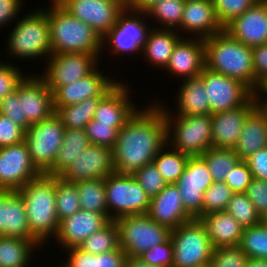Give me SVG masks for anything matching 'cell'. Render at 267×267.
<instances>
[{
    "mask_svg": "<svg viewBox=\"0 0 267 267\" xmlns=\"http://www.w3.org/2000/svg\"><path fill=\"white\" fill-rule=\"evenodd\" d=\"M165 144L167 126L162 107L156 100H147L118 131L112 149L115 172L133 174L153 163Z\"/></svg>",
    "mask_w": 267,
    "mask_h": 267,
    "instance_id": "1",
    "label": "cell"
},
{
    "mask_svg": "<svg viewBox=\"0 0 267 267\" xmlns=\"http://www.w3.org/2000/svg\"><path fill=\"white\" fill-rule=\"evenodd\" d=\"M28 10L9 27V29H12H8L7 34H9H6L5 41L1 42L5 43L3 45L4 51L1 50V52L6 53H4L6 60L2 56L0 58L15 65H17L16 61H18L19 66L24 61L25 63L23 62L22 64L27 65L28 63V67L29 62L32 60L30 64H33L34 61L33 65L39 63L41 70V66L52 55L49 20L46 12L40 6L31 7V11L29 8ZM42 60H44L43 63H41Z\"/></svg>",
    "mask_w": 267,
    "mask_h": 267,
    "instance_id": "2",
    "label": "cell"
},
{
    "mask_svg": "<svg viewBox=\"0 0 267 267\" xmlns=\"http://www.w3.org/2000/svg\"><path fill=\"white\" fill-rule=\"evenodd\" d=\"M48 2L44 6L40 3V7L48 16L52 54L86 53L101 60L102 38L99 34L60 4Z\"/></svg>",
    "mask_w": 267,
    "mask_h": 267,
    "instance_id": "3",
    "label": "cell"
},
{
    "mask_svg": "<svg viewBox=\"0 0 267 267\" xmlns=\"http://www.w3.org/2000/svg\"><path fill=\"white\" fill-rule=\"evenodd\" d=\"M18 192L25 204L29 230L46 248L56 237L60 224L56 212V177L41 174Z\"/></svg>",
    "mask_w": 267,
    "mask_h": 267,
    "instance_id": "4",
    "label": "cell"
},
{
    "mask_svg": "<svg viewBox=\"0 0 267 267\" xmlns=\"http://www.w3.org/2000/svg\"><path fill=\"white\" fill-rule=\"evenodd\" d=\"M205 67L235 78L254 91L252 47L233 39L226 31L204 39Z\"/></svg>",
    "mask_w": 267,
    "mask_h": 267,
    "instance_id": "5",
    "label": "cell"
},
{
    "mask_svg": "<svg viewBox=\"0 0 267 267\" xmlns=\"http://www.w3.org/2000/svg\"><path fill=\"white\" fill-rule=\"evenodd\" d=\"M151 29L152 24L146 12L123 9L116 24L102 37L101 63L105 61L102 56H112L111 61L117 59L118 63L121 62L119 60H124L125 56H128L127 59H130V56L135 57V60L138 56L141 59L142 48Z\"/></svg>",
    "mask_w": 267,
    "mask_h": 267,
    "instance_id": "6",
    "label": "cell"
},
{
    "mask_svg": "<svg viewBox=\"0 0 267 267\" xmlns=\"http://www.w3.org/2000/svg\"><path fill=\"white\" fill-rule=\"evenodd\" d=\"M167 143L189 156H201L212 147L211 115H165Z\"/></svg>",
    "mask_w": 267,
    "mask_h": 267,
    "instance_id": "7",
    "label": "cell"
},
{
    "mask_svg": "<svg viewBox=\"0 0 267 267\" xmlns=\"http://www.w3.org/2000/svg\"><path fill=\"white\" fill-rule=\"evenodd\" d=\"M170 240L173 245L172 267L209 265L215 248L200 219L194 218L171 230Z\"/></svg>",
    "mask_w": 267,
    "mask_h": 267,
    "instance_id": "8",
    "label": "cell"
},
{
    "mask_svg": "<svg viewBox=\"0 0 267 267\" xmlns=\"http://www.w3.org/2000/svg\"><path fill=\"white\" fill-rule=\"evenodd\" d=\"M108 217L115 221L119 217L147 214L150 197L132 174H113L105 178Z\"/></svg>",
    "mask_w": 267,
    "mask_h": 267,
    "instance_id": "9",
    "label": "cell"
},
{
    "mask_svg": "<svg viewBox=\"0 0 267 267\" xmlns=\"http://www.w3.org/2000/svg\"><path fill=\"white\" fill-rule=\"evenodd\" d=\"M120 248L127 256L139 257L154 246L166 242L171 230L151 219L147 214L119 217Z\"/></svg>",
    "mask_w": 267,
    "mask_h": 267,
    "instance_id": "10",
    "label": "cell"
},
{
    "mask_svg": "<svg viewBox=\"0 0 267 267\" xmlns=\"http://www.w3.org/2000/svg\"><path fill=\"white\" fill-rule=\"evenodd\" d=\"M65 128L54 113L50 118L32 124L25 131V139L33 165L41 174L53 166L57 152L62 146Z\"/></svg>",
    "mask_w": 267,
    "mask_h": 267,
    "instance_id": "11",
    "label": "cell"
},
{
    "mask_svg": "<svg viewBox=\"0 0 267 267\" xmlns=\"http://www.w3.org/2000/svg\"><path fill=\"white\" fill-rule=\"evenodd\" d=\"M101 64L96 55L86 53L52 54L44 63L41 71L39 67L32 70L38 73L53 92L57 87L65 86L84 78Z\"/></svg>",
    "mask_w": 267,
    "mask_h": 267,
    "instance_id": "12",
    "label": "cell"
},
{
    "mask_svg": "<svg viewBox=\"0 0 267 267\" xmlns=\"http://www.w3.org/2000/svg\"><path fill=\"white\" fill-rule=\"evenodd\" d=\"M21 102V128L50 118L54 113L53 92L38 73H28L16 87Z\"/></svg>",
    "mask_w": 267,
    "mask_h": 267,
    "instance_id": "13",
    "label": "cell"
},
{
    "mask_svg": "<svg viewBox=\"0 0 267 267\" xmlns=\"http://www.w3.org/2000/svg\"><path fill=\"white\" fill-rule=\"evenodd\" d=\"M122 79L99 101L93 120L100 123L110 124L119 131L129 119L136 113V111L143 105V100L146 102L149 98V93H143L145 97L140 98V103L134 95L135 91L132 82ZM131 83V84H130ZM134 92V93H133ZM148 94V96H147ZM133 98L137 100H133ZM144 98H147L144 99ZM143 99V100H141ZM138 103V104H137Z\"/></svg>",
    "mask_w": 267,
    "mask_h": 267,
    "instance_id": "14",
    "label": "cell"
},
{
    "mask_svg": "<svg viewBox=\"0 0 267 267\" xmlns=\"http://www.w3.org/2000/svg\"><path fill=\"white\" fill-rule=\"evenodd\" d=\"M199 77L203 80L211 114L243 106L252 98V90L238 79L213 72L206 67Z\"/></svg>",
    "mask_w": 267,
    "mask_h": 267,
    "instance_id": "15",
    "label": "cell"
},
{
    "mask_svg": "<svg viewBox=\"0 0 267 267\" xmlns=\"http://www.w3.org/2000/svg\"><path fill=\"white\" fill-rule=\"evenodd\" d=\"M103 68L104 64H100L93 72L77 80L76 82L57 87L53 91L54 107H65L72 104L80 103L92 97H104L121 79L116 78L109 69L108 73ZM101 67V68H100ZM116 74V75H115Z\"/></svg>",
    "mask_w": 267,
    "mask_h": 267,
    "instance_id": "16",
    "label": "cell"
},
{
    "mask_svg": "<svg viewBox=\"0 0 267 267\" xmlns=\"http://www.w3.org/2000/svg\"><path fill=\"white\" fill-rule=\"evenodd\" d=\"M40 175L25 141L0 148V190L18 191Z\"/></svg>",
    "mask_w": 267,
    "mask_h": 267,
    "instance_id": "17",
    "label": "cell"
},
{
    "mask_svg": "<svg viewBox=\"0 0 267 267\" xmlns=\"http://www.w3.org/2000/svg\"><path fill=\"white\" fill-rule=\"evenodd\" d=\"M204 67V39L197 37H182L177 42L170 60L161 74L163 73L166 77L168 76L167 79H170V82L166 80V84L173 82L172 87H175L174 83L176 80L179 82L184 79L199 77Z\"/></svg>",
    "mask_w": 267,
    "mask_h": 267,
    "instance_id": "18",
    "label": "cell"
},
{
    "mask_svg": "<svg viewBox=\"0 0 267 267\" xmlns=\"http://www.w3.org/2000/svg\"><path fill=\"white\" fill-rule=\"evenodd\" d=\"M213 184L206 162L201 156H190L183 174L176 185L184 209L196 219L202 217L204 192Z\"/></svg>",
    "mask_w": 267,
    "mask_h": 267,
    "instance_id": "19",
    "label": "cell"
},
{
    "mask_svg": "<svg viewBox=\"0 0 267 267\" xmlns=\"http://www.w3.org/2000/svg\"><path fill=\"white\" fill-rule=\"evenodd\" d=\"M177 83V88L172 91L174 92L172 94H175L173 96L174 100H172L175 103L174 105L171 101L167 103L164 97L159 99L158 93H155V95L153 93L154 98H152L151 94V99L149 98L148 100H156L162 107L164 115H211L208 97L203 80L200 77L184 79Z\"/></svg>",
    "mask_w": 267,
    "mask_h": 267,
    "instance_id": "20",
    "label": "cell"
},
{
    "mask_svg": "<svg viewBox=\"0 0 267 267\" xmlns=\"http://www.w3.org/2000/svg\"><path fill=\"white\" fill-rule=\"evenodd\" d=\"M111 220L106 214L79 210L74 215L64 218L60 221L56 237L50 243L53 248L57 246L59 253L61 250L79 247L83 241L91 234L100 231ZM57 244V245H56ZM59 251V252H58Z\"/></svg>",
    "mask_w": 267,
    "mask_h": 267,
    "instance_id": "21",
    "label": "cell"
},
{
    "mask_svg": "<svg viewBox=\"0 0 267 267\" xmlns=\"http://www.w3.org/2000/svg\"><path fill=\"white\" fill-rule=\"evenodd\" d=\"M115 172L112 149L90 145L73 160L68 169L60 176L67 182L105 179Z\"/></svg>",
    "mask_w": 267,
    "mask_h": 267,
    "instance_id": "22",
    "label": "cell"
},
{
    "mask_svg": "<svg viewBox=\"0 0 267 267\" xmlns=\"http://www.w3.org/2000/svg\"><path fill=\"white\" fill-rule=\"evenodd\" d=\"M89 25L102 38L115 24L120 6L109 0H52Z\"/></svg>",
    "mask_w": 267,
    "mask_h": 267,
    "instance_id": "23",
    "label": "cell"
},
{
    "mask_svg": "<svg viewBox=\"0 0 267 267\" xmlns=\"http://www.w3.org/2000/svg\"><path fill=\"white\" fill-rule=\"evenodd\" d=\"M233 39L246 46L267 44V0H259L224 27Z\"/></svg>",
    "mask_w": 267,
    "mask_h": 267,
    "instance_id": "24",
    "label": "cell"
},
{
    "mask_svg": "<svg viewBox=\"0 0 267 267\" xmlns=\"http://www.w3.org/2000/svg\"><path fill=\"white\" fill-rule=\"evenodd\" d=\"M223 30L212 0H186L181 24L176 30L182 37L206 39Z\"/></svg>",
    "mask_w": 267,
    "mask_h": 267,
    "instance_id": "25",
    "label": "cell"
},
{
    "mask_svg": "<svg viewBox=\"0 0 267 267\" xmlns=\"http://www.w3.org/2000/svg\"><path fill=\"white\" fill-rule=\"evenodd\" d=\"M0 236L33 240L47 251L31 234L23 198L15 190H0Z\"/></svg>",
    "mask_w": 267,
    "mask_h": 267,
    "instance_id": "26",
    "label": "cell"
},
{
    "mask_svg": "<svg viewBox=\"0 0 267 267\" xmlns=\"http://www.w3.org/2000/svg\"><path fill=\"white\" fill-rule=\"evenodd\" d=\"M255 109L253 98L245 105L211 114L212 148L234 149L248 115Z\"/></svg>",
    "mask_w": 267,
    "mask_h": 267,
    "instance_id": "27",
    "label": "cell"
},
{
    "mask_svg": "<svg viewBox=\"0 0 267 267\" xmlns=\"http://www.w3.org/2000/svg\"><path fill=\"white\" fill-rule=\"evenodd\" d=\"M147 215L170 230L194 219L184 209L182 197L176 184H167L156 196L150 198Z\"/></svg>",
    "mask_w": 267,
    "mask_h": 267,
    "instance_id": "28",
    "label": "cell"
},
{
    "mask_svg": "<svg viewBox=\"0 0 267 267\" xmlns=\"http://www.w3.org/2000/svg\"><path fill=\"white\" fill-rule=\"evenodd\" d=\"M182 38V36L174 29H158L153 28L150 30L144 47L142 48L143 58L141 61L147 63L149 66L145 68H150V72L154 69L163 71L173 53V50L177 42ZM153 68V69H152Z\"/></svg>",
    "mask_w": 267,
    "mask_h": 267,
    "instance_id": "29",
    "label": "cell"
},
{
    "mask_svg": "<svg viewBox=\"0 0 267 267\" xmlns=\"http://www.w3.org/2000/svg\"><path fill=\"white\" fill-rule=\"evenodd\" d=\"M214 246H239L244 227L226 211L213 212L200 218Z\"/></svg>",
    "mask_w": 267,
    "mask_h": 267,
    "instance_id": "30",
    "label": "cell"
},
{
    "mask_svg": "<svg viewBox=\"0 0 267 267\" xmlns=\"http://www.w3.org/2000/svg\"><path fill=\"white\" fill-rule=\"evenodd\" d=\"M41 251L44 252L33 240L0 236V267H35L41 261Z\"/></svg>",
    "mask_w": 267,
    "mask_h": 267,
    "instance_id": "31",
    "label": "cell"
},
{
    "mask_svg": "<svg viewBox=\"0 0 267 267\" xmlns=\"http://www.w3.org/2000/svg\"><path fill=\"white\" fill-rule=\"evenodd\" d=\"M265 147H267V120L254 109L243 125L234 150L241 160H245L257 150Z\"/></svg>",
    "mask_w": 267,
    "mask_h": 267,
    "instance_id": "32",
    "label": "cell"
},
{
    "mask_svg": "<svg viewBox=\"0 0 267 267\" xmlns=\"http://www.w3.org/2000/svg\"><path fill=\"white\" fill-rule=\"evenodd\" d=\"M90 145L85 129H65L62 146L57 152L52 168L46 174L60 177L80 152Z\"/></svg>",
    "mask_w": 267,
    "mask_h": 267,
    "instance_id": "33",
    "label": "cell"
},
{
    "mask_svg": "<svg viewBox=\"0 0 267 267\" xmlns=\"http://www.w3.org/2000/svg\"><path fill=\"white\" fill-rule=\"evenodd\" d=\"M103 97L88 98L65 107H54L65 129H85L93 119L99 101Z\"/></svg>",
    "mask_w": 267,
    "mask_h": 267,
    "instance_id": "34",
    "label": "cell"
},
{
    "mask_svg": "<svg viewBox=\"0 0 267 267\" xmlns=\"http://www.w3.org/2000/svg\"><path fill=\"white\" fill-rule=\"evenodd\" d=\"M186 0H162L146 11L153 28L174 29L180 27Z\"/></svg>",
    "mask_w": 267,
    "mask_h": 267,
    "instance_id": "35",
    "label": "cell"
},
{
    "mask_svg": "<svg viewBox=\"0 0 267 267\" xmlns=\"http://www.w3.org/2000/svg\"><path fill=\"white\" fill-rule=\"evenodd\" d=\"M189 157L167 143L158 152L153 163L167 184H176L186 168Z\"/></svg>",
    "mask_w": 267,
    "mask_h": 267,
    "instance_id": "36",
    "label": "cell"
},
{
    "mask_svg": "<svg viewBox=\"0 0 267 267\" xmlns=\"http://www.w3.org/2000/svg\"><path fill=\"white\" fill-rule=\"evenodd\" d=\"M79 193L81 210L106 214L108 216L105 179L75 182Z\"/></svg>",
    "mask_w": 267,
    "mask_h": 267,
    "instance_id": "37",
    "label": "cell"
},
{
    "mask_svg": "<svg viewBox=\"0 0 267 267\" xmlns=\"http://www.w3.org/2000/svg\"><path fill=\"white\" fill-rule=\"evenodd\" d=\"M201 157L207 164L213 182H224L227 174L241 160L234 149L212 147Z\"/></svg>",
    "mask_w": 267,
    "mask_h": 267,
    "instance_id": "38",
    "label": "cell"
},
{
    "mask_svg": "<svg viewBox=\"0 0 267 267\" xmlns=\"http://www.w3.org/2000/svg\"><path fill=\"white\" fill-rule=\"evenodd\" d=\"M86 253L99 255L120 248L119 228L115 221H110L100 231L87 237L79 246Z\"/></svg>",
    "mask_w": 267,
    "mask_h": 267,
    "instance_id": "39",
    "label": "cell"
},
{
    "mask_svg": "<svg viewBox=\"0 0 267 267\" xmlns=\"http://www.w3.org/2000/svg\"><path fill=\"white\" fill-rule=\"evenodd\" d=\"M239 247L248 258L267 259V223L244 228Z\"/></svg>",
    "mask_w": 267,
    "mask_h": 267,
    "instance_id": "40",
    "label": "cell"
},
{
    "mask_svg": "<svg viewBox=\"0 0 267 267\" xmlns=\"http://www.w3.org/2000/svg\"><path fill=\"white\" fill-rule=\"evenodd\" d=\"M56 212L59 222L81 209L79 193L75 183L56 177Z\"/></svg>",
    "mask_w": 267,
    "mask_h": 267,
    "instance_id": "41",
    "label": "cell"
},
{
    "mask_svg": "<svg viewBox=\"0 0 267 267\" xmlns=\"http://www.w3.org/2000/svg\"><path fill=\"white\" fill-rule=\"evenodd\" d=\"M225 211L231 214L244 228L256 226L263 222L245 193H235Z\"/></svg>",
    "mask_w": 267,
    "mask_h": 267,
    "instance_id": "42",
    "label": "cell"
},
{
    "mask_svg": "<svg viewBox=\"0 0 267 267\" xmlns=\"http://www.w3.org/2000/svg\"><path fill=\"white\" fill-rule=\"evenodd\" d=\"M234 194L225 182H213L204 192L202 216L213 212L225 211Z\"/></svg>",
    "mask_w": 267,
    "mask_h": 267,
    "instance_id": "43",
    "label": "cell"
},
{
    "mask_svg": "<svg viewBox=\"0 0 267 267\" xmlns=\"http://www.w3.org/2000/svg\"><path fill=\"white\" fill-rule=\"evenodd\" d=\"M259 0H212L217 20L224 28Z\"/></svg>",
    "mask_w": 267,
    "mask_h": 267,
    "instance_id": "44",
    "label": "cell"
},
{
    "mask_svg": "<svg viewBox=\"0 0 267 267\" xmlns=\"http://www.w3.org/2000/svg\"><path fill=\"white\" fill-rule=\"evenodd\" d=\"M23 67L26 68V65L21 67L18 63L15 65L0 59V101L16 91L18 84L29 73L30 70Z\"/></svg>",
    "mask_w": 267,
    "mask_h": 267,
    "instance_id": "45",
    "label": "cell"
},
{
    "mask_svg": "<svg viewBox=\"0 0 267 267\" xmlns=\"http://www.w3.org/2000/svg\"><path fill=\"white\" fill-rule=\"evenodd\" d=\"M132 175L150 198L156 196L167 185L154 163L144 165Z\"/></svg>",
    "mask_w": 267,
    "mask_h": 267,
    "instance_id": "46",
    "label": "cell"
},
{
    "mask_svg": "<svg viewBox=\"0 0 267 267\" xmlns=\"http://www.w3.org/2000/svg\"><path fill=\"white\" fill-rule=\"evenodd\" d=\"M248 257L239 246L217 247L209 267H246Z\"/></svg>",
    "mask_w": 267,
    "mask_h": 267,
    "instance_id": "47",
    "label": "cell"
},
{
    "mask_svg": "<svg viewBox=\"0 0 267 267\" xmlns=\"http://www.w3.org/2000/svg\"><path fill=\"white\" fill-rule=\"evenodd\" d=\"M85 132L91 145L114 148L118 131L114 127H111L110 124L100 123L92 119L85 127Z\"/></svg>",
    "mask_w": 267,
    "mask_h": 267,
    "instance_id": "48",
    "label": "cell"
},
{
    "mask_svg": "<svg viewBox=\"0 0 267 267\" xmlns=\"http://www.w3.org/2000/svg\"><path fill=\"white\" fill-rule=\"evenodd\" d=\"M140 259L157 267H172L173 245L170 238L161 244L150 248L139 256Z\"/></svg>",
    "mask_w": 267,
    "mask_h": 267,
    "instance_id": "49",
    "label": "cell"
},
{
    "mask_svg": "<svg viewBox=\"0 0 267 267\" xmlns=\"http://www.w3.org/2000/svg\"><path fill=\"white\" fill-rule=\"evenodd\" d=\"M253 175L245 160H240L227 174L224 182L234 193H245Z\"/></svg>",
    "mask_w": 267,
    "mask_h": 267,
    "instance_id": "50",
    "label": "cell"
},
{
    "mask_svg": "<svg viewBox=\"0 0 267 267\" xmlns=\"http://www.w3.org/2000/svg\"><path fill=\"white\" fill-rule=\"evenodd\" d=\"M253 203L257 213L264 221L267 219V181L253 178L245 192Z\"/></svg>",
    "mask_w": 267,
    "mask_h": 267,
    "instance_id": "51",
    "label": "cell"
},
{
    "mask_svg": "<svg viewBox=\"0 0 267 267\" xmlns=\"http://www.w3.org/2000/svg\"><path fill=\"white\" fill-rule=\"evenodd\" d=\"M25 0H0V30L12 26L26 10ZM24 5V6H23ZM23 8V9H22Z\"/></svg>",
    "mask_w": 267,
    "mask_h": 267,
    "instance_id": "52",
    "label": "cell"
},
{
    "mask_svg": "<svg viewBox=\"0 0 267 267\" xmlns=\"http://www.w3.org/2000/svg\"><path fill=\"white\" fill-rule=\"evenodd\" d=\"M25 131L7 116L0 114V148L22 143Z\"/></svg>",
    "mask_w": 267,
    "mask_h": 267,
    "instance_id": "53",
    "label": "cell"
},
{
    "mask_svg": "<svg viewBox=\"0 0 267 267\" xmlns=\"http://www.w3.org/2000/svg\"><path fill=\"white\" fill-rule=\"evenodd\" d=\"M60 253L59 255L65 256L63 257L65 261L61 260V256L55 255L54 257L60 260L58 264L55 263L58 267H93V254L86 253L79 247L61 250Z\"/></svg>",
    "mask_w": 267,
    "mask_h": 267,
    "instance_id": "54",
    "label": "cell"
},
{
    "mask_svg": "<svg viewBox=\"0 0 267 267\" xmlns=\"http://www.w3.org/2000/svg\"><path fill=\"white\" fill-rule=\"evenodd\" d=\"M254 90L267 83V44L252 47Z\"/></svg>",
    "mask_w": 267,
    "mask_h": 267,
    "instance_id": "55",
    "label": "cell"
},
{
    "mask_svg": "<svg viewBox=\"0 0 267 267\" xmlns=\"http://www.w3.org/2000/svg\"><path fill=\"white\" fill-rule=\"evenodd\" d=\"M253 178L267 181V147L259 149L245 159Z\"/></svg>",
    "mask_w": 267,
    "mask_h": 267,
    "instance_id": "56",
    "label": "cell"
},
{
    "mask_svg": "<svg viewBox=\"0 0 267 267\" xmlns=\"http://www.w3.org/2000/svg\"><path fill=\"white\" fill-rule=\"evenodd\" d=\"M0 114L7 116L21 127V102L18 100L17 91L7 95L0 101Z\"/></svg>",
    "mask_w": 267,
    "mask_h": 267,
    "instance_id": "57",
    "label": "cell"
},
{
    "mask_svg": "<svg viewBox=\"0 0 267 267\" xmlns=\"http://www.w3.org/2000/svg\"><path fill=\"white\" fill-rule=\"evenodd\" d=\"M126 259L127 255L121 248L99 255L93 254V267H125Z\"/></svg>",
    "mask_w": 267,
    "mask_h": 267,
    "instance_id": "58",
    "label": "cell"
},
{
    "mask_svg": "<svg viewBox=\"0 0 267 267\" xmlns=\"http://www.w3.org/2000/svg\"><path fill=\"white\" fill-rule=\"evenodd\" d=\"M255 109L267 120V83L252 91Z\"/></svg>",
    "mask_w": 267,
    "mask_h": 267,
    "instance_id": "59",
    "label": "cell"
},
{
    "mask_svg": "<svg viewBox=\"0 0 267 267\" xmlns=\"http://www.w3.org/2000/svg\"><path fill=\"white\" fill-rule=\"evenodd\" d=\"M162 0H131L129 9L134 11L146 12L154 4Z\"/></svg>",
    "mask_w": 267,
    "mask_h": 267,
    "instance_id": "60",
    "label": "cell"
},
{
    "mask_svg": "<svg viewBox=\"0 0 267 267\" xmlns=\"http://www.w3.org/2000/svg\"><path fill=\"white\" fill-rule=\"evenodd\" d=\"M125 267H157V266H152L149 263H146L145 261L140 259L139 257L127 256Z\"/></svg>",
    "mask_w": 267,
    "mask_h": 267,
    "instance_id": "61",
    "label": "cell"
},
{
    "mask_svg": "<svg viewBox=\"0 0 267 267\" xmlns=\"http://www.w3.org/2000/svg\"><path fill=\"white\" fill-rule=\"evenodd\" d=\"M246 267H267V259L263 258H248Z\"/></svg>",
    "mask_w": 267,
    "mask_h": 267,
    "instance_id": "62",
    "label": "cell"
},
{
    "mask_svg": "<svg viewBox=\"0 0 267 267\" xmlns=\"http://www.w3.org/2000/svg\"><path fill=\"white\" fill-rule=\"evenodd\" d=\"M120 6L122 9H129L131 0H109Z\"/></svg>",
    "mask_w": 267,
    "mask_h": 267,
    "instance_id": "63",
    "label": "cell"
},
{
    "mask_svg": "<svg viewBox=\"0 0 267 267\" xmlns=\"http://www.w3.org/2000/svg\"><path fill=\"white\" fill-rule=\"evenodd\" d=\"M51 263H52V261H50V265H48L49 262H48L47 264L45 263L46 267H48V266H49V267H58L57 265H55V263H52V264L54 265V266H52ZM47 265H48V266H47ZM37 267H38V266H37ZM43 267H44V266H43Z\"/></svg>",
    "mask_w": 267,
    "mask_h": 267,
    "instance_id": "64",
    "label": "cell"
}]
</instances>
